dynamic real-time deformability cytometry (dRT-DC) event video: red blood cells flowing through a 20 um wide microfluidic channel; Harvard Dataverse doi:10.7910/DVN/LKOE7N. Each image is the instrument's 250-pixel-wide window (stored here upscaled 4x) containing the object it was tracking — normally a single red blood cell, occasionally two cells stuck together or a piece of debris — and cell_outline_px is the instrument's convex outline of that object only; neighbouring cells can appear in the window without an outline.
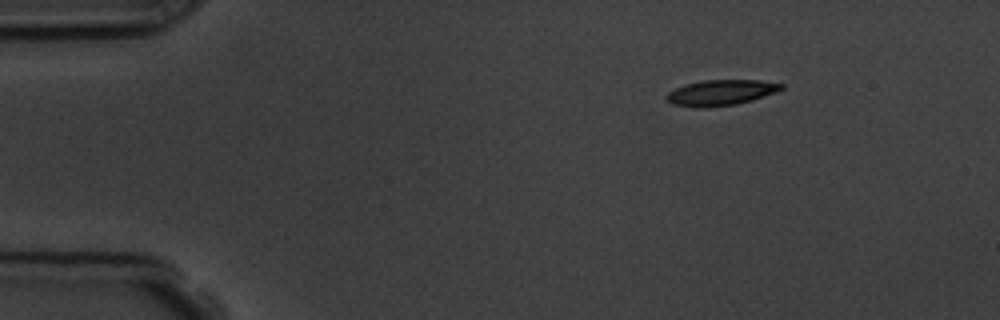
{"species": "common noctule bat (a hibernating species)", "species_latin": "Nyctalus noctula", "temperature_condition": "room temperature", "stored_images_in_passage": 7, "camera_frame_rate_fps": 3000, "um_per_image_px": 0.085, "animal": {"sex": "male", "body_mass_g": 19.5, "forearm_length_mm": 54.6}, "frame": {"image": 1, "passage_image": 1, "time_ms": 0.0, "image_size_px": [1000, 320], "cell_outline_px": [[784, 88], [776, 92], [752, 100], [736, 104], [704, 108], [696, 108], [672, 104], [664, 96], [668, 92], [676, 88], [688, 84], [704, 80], [760, 80], [784, 84]], "centroid_in_image_um": [61.28, 7.88], "position_along_channel_um": 23.7, "area_um2": 17.11}}
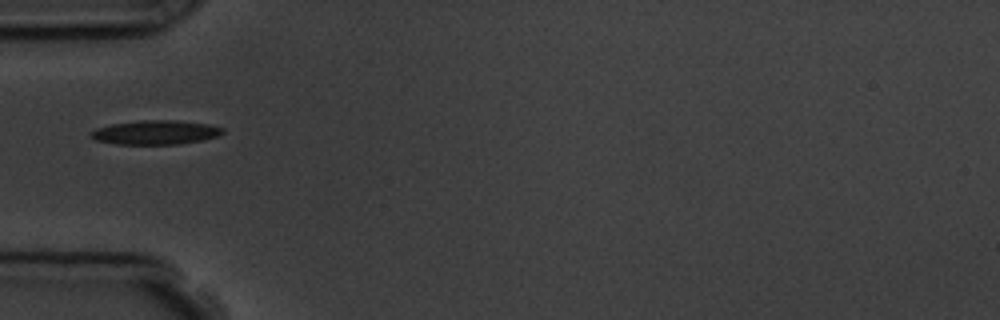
{"frame": {"image": 2, "passage_image": 4, "time_ms": 3.333, "image_size_px": [1000, 320], "cell_outline_px": [[224, 132], [216, 136], [200, 140], [180, 144], [116, 144], [96, 140], [88, 136], [88, 132], [96, 128], [112, 124], [140, 120], [176, 120], [208, 124], [224, 128]], "centroid_in_image_um": [13.17, 11.25], "position_along_channel_um": 71.8, "area_um2": 18.55}}